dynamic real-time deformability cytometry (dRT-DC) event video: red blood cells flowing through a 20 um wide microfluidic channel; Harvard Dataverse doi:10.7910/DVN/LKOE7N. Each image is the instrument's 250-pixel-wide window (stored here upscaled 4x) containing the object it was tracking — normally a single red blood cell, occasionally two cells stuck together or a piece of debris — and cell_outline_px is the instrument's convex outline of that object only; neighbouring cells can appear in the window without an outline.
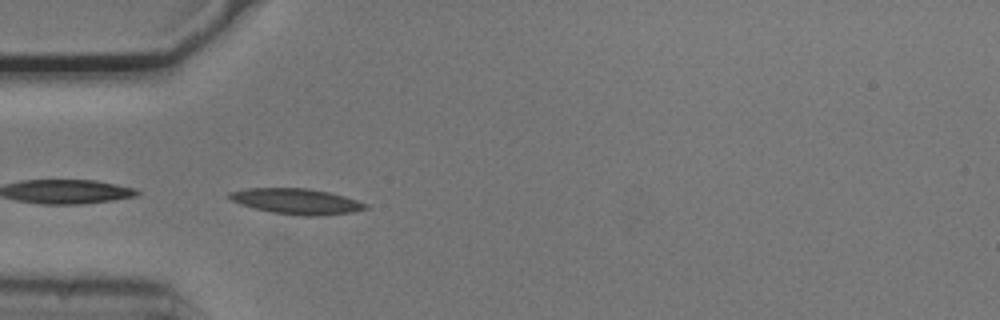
{"species": "common noctule bat (a hibernating species)", "species_latin": "Nyctalus noctula", "temperature_condition": "cold", "stored_images_in_passage": 39, "camera_frame_rate_fps": 3000, "um_per_image_px": 0.085, "animal": {"sex": "male", "body_mass_g": 20.5, "forearm_length_mm": 52.5}, "frame": {"image": 1, "passage_image": 1, "time_ms": 0.0, "image_size_px": [1000, 320], "cell_outline_px": [[368, 208], [352, 212], [316, 216], [300, 216], [272, 212], [240, 204], [232, 200], [228, 196], [228, 192], [248, 188], [308, 188], [328, 192], [344, 196], [368, 204]], "centroid_in_image_um": [25.21, 17.11], "position_along_channel_um": 59.8, "area_um2": 20.17}, "authors_computed_cell_mechanics": {"area_um2": 18.207, "velocity_mm_per_s": 3.7102, "shape_relaxation_time_tau1_ms": 8.3524, "shape_relaxation_time_tau2_ms": 10.6872, "deformation_change_tau1": 0.1817, "deformation_change_tau2": 0.1858}}